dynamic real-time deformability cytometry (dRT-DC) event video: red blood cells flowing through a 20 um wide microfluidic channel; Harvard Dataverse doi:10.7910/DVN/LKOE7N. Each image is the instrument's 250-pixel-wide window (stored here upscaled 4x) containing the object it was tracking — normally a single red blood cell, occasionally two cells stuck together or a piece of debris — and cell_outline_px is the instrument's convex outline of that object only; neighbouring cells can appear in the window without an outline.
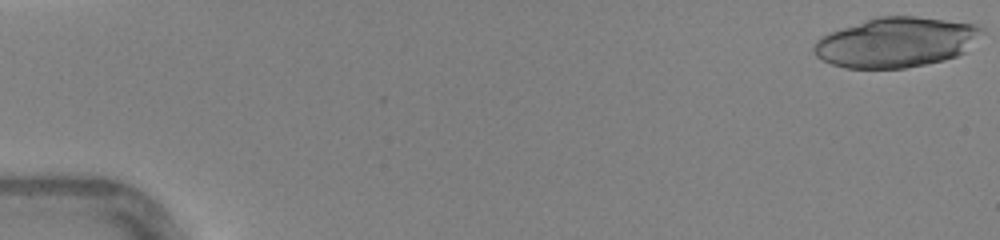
{"species": "human", "species_latin": "Homo sapiens", "temperature_condition": "warm", "stored_images_in_passage": 18, "camera_frame_rate_fps": 3000, "um_per_image_px": 0.085, "donor": {"sex": "female"}, "frame": {"image": 1, "passage_image": 1, "time_ms": 0.0, "image_size_px": [1000, 240], "cell_outline_px": [[984, 32], [964, 52], [956, 56], [944, 60], [904, 68], [844, 68], [832, 64], [816, 56], [812, 52], [812, 44], [816, 40], [832, 32], [880, 16], [916, 16], [972, 24], [984, 28]], "centroid_in_image_um": [76.16, 3.61], "position_along_channel_um": 8.8, "area_um2": 48.21}}
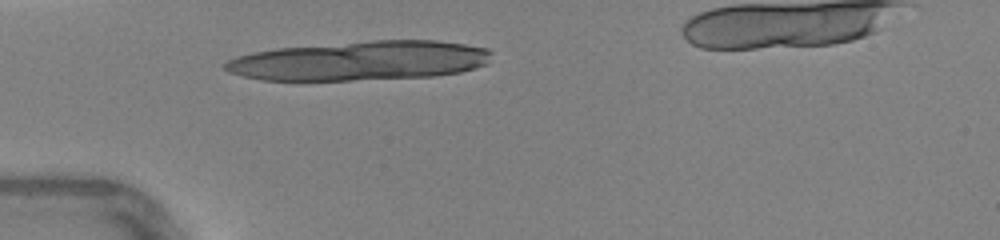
{"frame": {"image": 2, "passage_image": 14, "time_ms": 4.333, "image_size_px": [1000, 240], "cell_outline_px": [[492, 52], [484, 64], [476, 68], [460, 72], [436, 76], [352, 80], [260, 80], [228, 72], [220, 64], [236, 56], [252, 52], [276, 48], [372, 40], [436, 40], [464, 44], [488, 48]], "centroid_in_image_um": [30.55, 5.16], "position_along_channel_um": 54.4, "area_um2": 61.33}}